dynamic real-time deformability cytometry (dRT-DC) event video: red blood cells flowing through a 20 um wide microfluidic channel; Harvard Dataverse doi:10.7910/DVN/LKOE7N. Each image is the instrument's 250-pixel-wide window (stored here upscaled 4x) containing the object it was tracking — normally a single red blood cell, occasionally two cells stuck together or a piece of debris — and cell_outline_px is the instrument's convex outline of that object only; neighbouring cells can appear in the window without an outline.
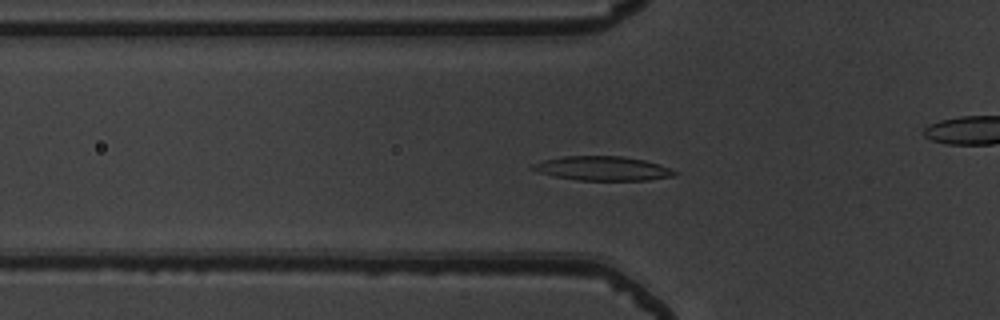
{"species": "common noctule bat (a hibernating species)", "species_latin": "Nyctalus noctula", "temperature_condition": "warm", "stored_images_in_passage": 37, "camera_frame_rate_fps": 3000, "um_per_image_px": 0.085, "animal": {"sex": "male", "body_mass_g": 19.5, "forearm_length_mm": 54.6}, "frame": {"image": 1, "passage_image": 2, "time_ms": 0.333, "image_size_px": [1000, 320], "cell_outline_px": [[676, 176], [648, 180], [576, 180], [536, 172], [532, 168], [532, 164], [544, 160], [564, 156], [620, 156], [644, 160], [660, 164], [676, 172]], "centroid_in_image_um": [51.23, 14.32], "position_along_channel_um": 74.6, "area_um2": 19.88}}
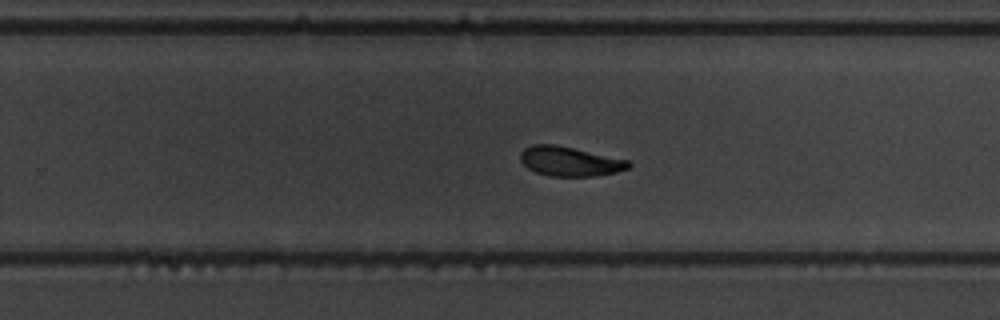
{"frame": {"image": 2, "passage_image": 18, "time_ms": 5.667, "image_size_px": [1000, 320], "cell_outline_px": [[632, 164], [628, 168], [616, 172], [596, 176], [548, 176], [536, 172], [528, 168], [520, 160], [520, 152], [524, 148], [532, 144], [556, 144], [628, 160]], "centroid_in_image_um": [48.41, 13.71], "position_along_channel_um": 281.4, "area_um2": 18.61}}
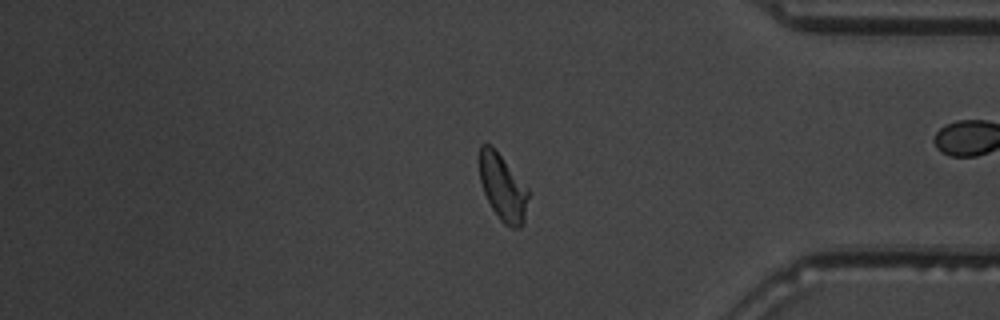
{"frame": {"image": 3, "passage_image": 28, "time_ms": 9.0, "image_size_px": [1000, 320], "cell_outline_px": [[528, 196], [524, 220], [520, 228], [512, 228], [504, 224], [500, 220], [492, 208], [484, 192], [480, 180], [480, 144], [492, 144], [528, 188]], "centroid_in_image_um": [42.73, 15.92], "position_along_channel_um": 392.5, "area_um2": 18.79}, "authors_computed_cell_mechanics": {"area_um2": 19.1896, "velocity_mm_per_s": 3.8824, "shape_relaxation_time_tau1_ms": 2.8509, "shape_relaxation_time_tau2_ms": 3.4805, "deformation_change_tau1": 0.1377, "deformation_change_tau2": 0.0873}}